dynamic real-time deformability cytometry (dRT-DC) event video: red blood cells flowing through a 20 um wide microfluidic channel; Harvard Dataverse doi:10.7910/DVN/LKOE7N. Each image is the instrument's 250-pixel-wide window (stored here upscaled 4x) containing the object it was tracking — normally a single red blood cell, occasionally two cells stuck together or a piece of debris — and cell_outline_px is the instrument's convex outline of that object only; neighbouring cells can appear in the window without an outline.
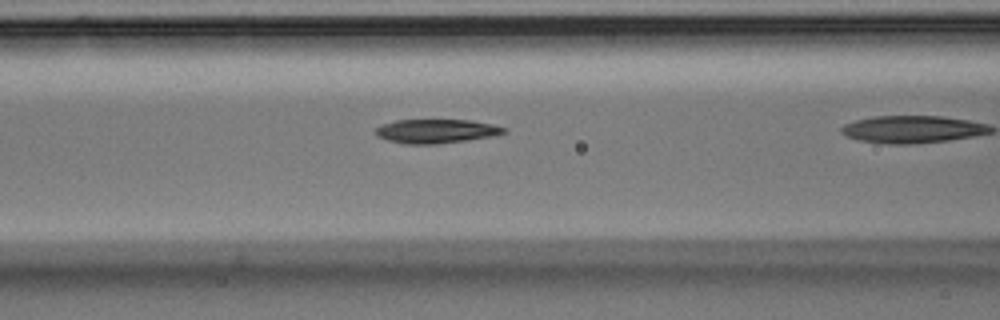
{"species": "Egyptian fruit bat (a non-hibernating species)", "species_latin": "Rousettus aegyptiacus", "temperature_condition": "room temperature", "stored_images_in_passage": 27, "camera_frame_rate_fps": 3000, "um_per_image_px": 0.085, "animal": {"sex": "male"}, "frame": {"image": 1, "passage_image": 6, "time_ms": 1.667, "image_size_px": [1000, 320], "cell_outline_px": [[508, 132], [492, 136], [468, 140], [436, 144], [404, 144], [388, 140], [376, 136], [376, 128], [384, 124], [396, 120], [472, 120], [492, 124], [508, 128]], "centroid_in_image_um": [37.12, 11.15], "position_along_channel_um": 129.5, "area_um2": 17.98}}
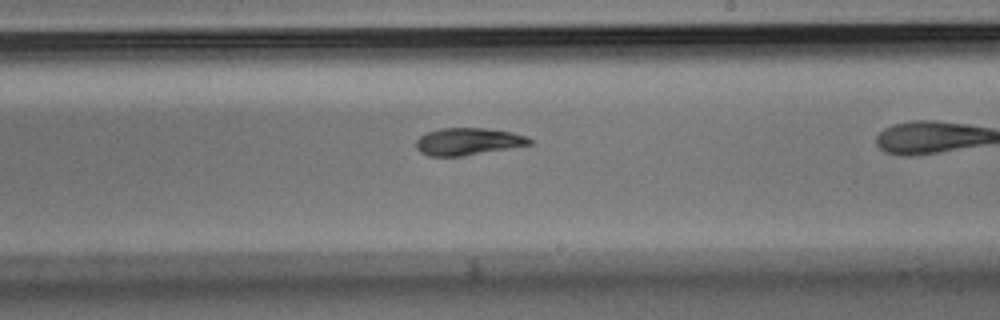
{"frame": {"image": 2, "passage_image": 16, "time_ms": 5.0, "image_size_px": [1000, 320], "cell_outline_px": [[532, 144], [460, 156], [428, 156], [420, 152], [416, 148], [416, 140], [420, 136], [428, 132], [440, 128], [484, 128], [512, 132], [528, 136], [532, 140]], "centroid_in_image_um": [39.77, 12.02], "position_along_channel_um": 249.2, "area_um2": 17.86}}
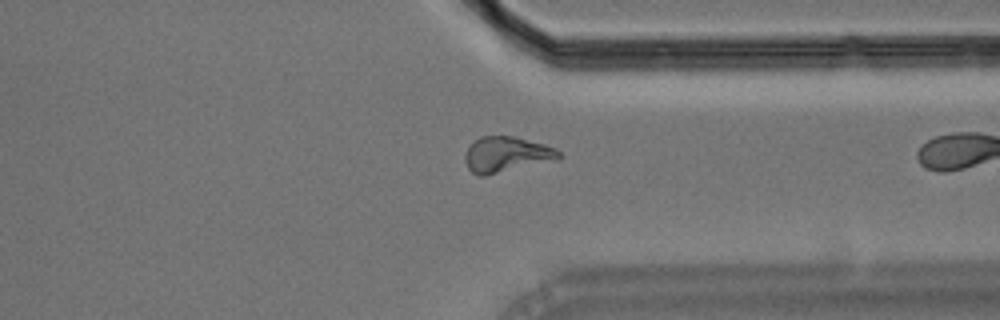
{"frame": {"image": 3, "passage_image": 26, "time_ms": 8.333, "image_size_px": [1000, 320], "cell_outline_px": [[560, 160], [484, 176], [480, 176], [472, 172], [468, 168], [464, 160], [464, 156], [468, 148], [480, 136], [516, 136], [544, 144], [556, 148], [560, 152]], "centroid_in_image_um": [43.09, 13.14], "position_along_channel_um": 368.3, "area_um2": 19.65}}